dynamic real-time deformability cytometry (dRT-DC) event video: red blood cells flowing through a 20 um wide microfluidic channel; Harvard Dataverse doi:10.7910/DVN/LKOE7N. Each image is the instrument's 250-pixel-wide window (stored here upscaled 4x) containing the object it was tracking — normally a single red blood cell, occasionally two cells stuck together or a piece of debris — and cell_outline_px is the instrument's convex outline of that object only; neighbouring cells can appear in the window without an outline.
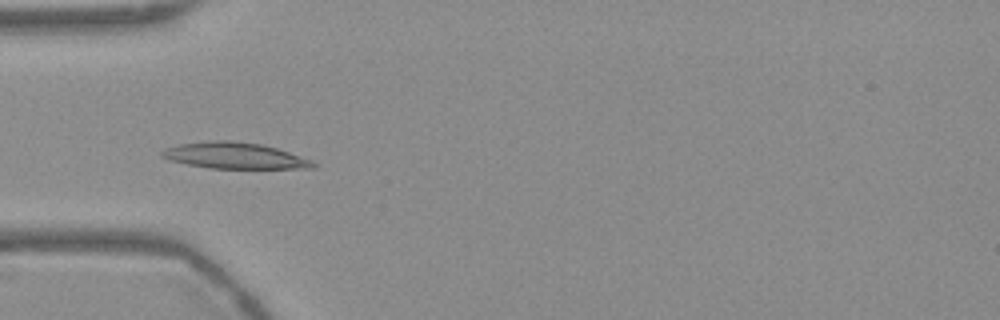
{"species": "Egyptian fruit bat (a non-hibernating species)", "species_latin": "Rousettus aegyptiacus", "temperature_condition": "warm", "stored_images_in_passage": 40, "camera_frame_rate_fps": 3000, "um_per_image_px": 0.085, "frame": {"image": 1, "passage_image": 3, "time_ms": 0.667, "image_size_px": [1000, 320], "cell_outline_px": [[320, 164], [316, 168], [208, 168], [168, 160], [160, 156], [160, 152], [164, 148], [180, 144], [208, 140], [232, 140], [260, 144], [276, 148], [312, 160]], "centroid_in_image_um": [19.93, 13.22], "position_along_channel_um": 65.1, "area_um2": 23.18}}
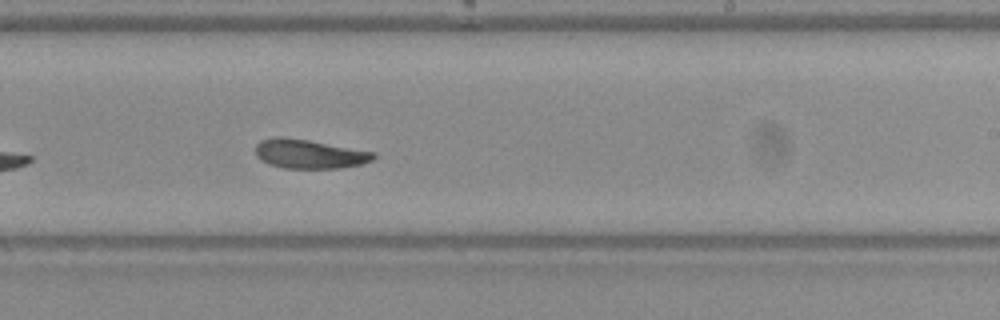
{"frame": {"image": 2, "passage_image": 19, "time_ms": 6.0, "image_size_px": [1000, 320], "cell_outline_px": [[376, 156], [372, 160], [360, 164], [340, 168], [284, 168], [260, 160], [256, 156], [256, 144], [260, 140], [276, 136], [280, 136], [308, 140], [376, 152]], "centroid_in_image_um": [26.28, 13.07], "position_along_channel_um": 262.7, "area_um2": 19.94}}
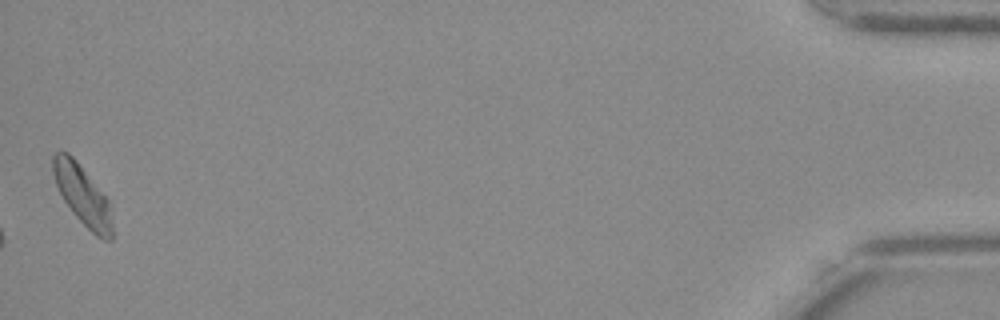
{"frame": {"image": 3, "passage_image": 40, "time_ms": 13.0, "image_size_px": [1000, 320], "cell_outline_px": [[112, 240], [104, 240], [96, 236], [72, 212], [64, 200], [56, 184], [52, 172], [52, 156], [60, 148], [68, 152], [76, 160], [108, 200], [112, 220]], "centroid_in_image_um": [6.99, 16.56], "position_along_channel_um": 428.2, "area_um2": 20.46}}